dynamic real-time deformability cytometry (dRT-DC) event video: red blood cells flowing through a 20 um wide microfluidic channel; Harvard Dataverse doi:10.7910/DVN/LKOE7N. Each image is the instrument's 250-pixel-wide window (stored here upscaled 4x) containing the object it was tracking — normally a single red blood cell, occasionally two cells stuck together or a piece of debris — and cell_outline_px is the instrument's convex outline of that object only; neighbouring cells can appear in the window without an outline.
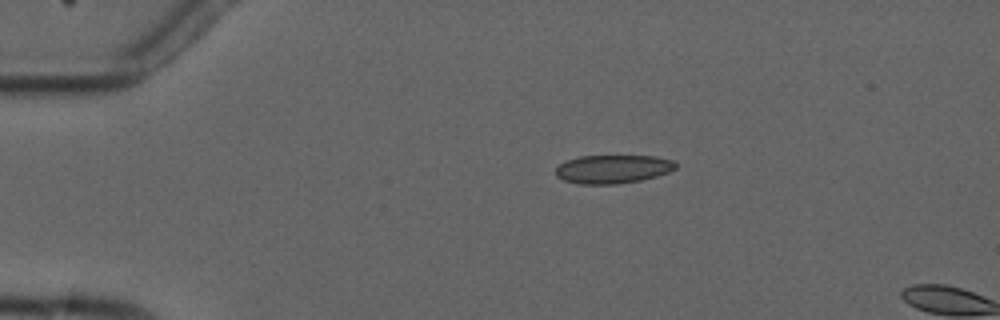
{"species": "common noctule bat (a hibernating species)", "species_latin": "Nyctalus noctula", "temperature_condition": "cold", "stored_images_in_passage": 3, "camera_frame_rate_fps": 3000, "um_per_image_px": 0.085, "animal": {"sex": "male", "forearm_length_mm": 52.5}, "frame": {"image": 1, "passage_image": 2, "time_ms": 1.333, "image_size_px": [1000, 320], "cell_outline_px": [[676, 168], [668, 172], [656, 176], [640, 180], [616, 184], [580, 184], [564, 180], [556, 176], [556, 168], [560, 164], [568, 160], [580, 156], [656, 156], [676, 160]], "centroid_in_image_um": [52.12, 14.37], "position_along_channel_um": 32.9, "area_um2": 19.88}}